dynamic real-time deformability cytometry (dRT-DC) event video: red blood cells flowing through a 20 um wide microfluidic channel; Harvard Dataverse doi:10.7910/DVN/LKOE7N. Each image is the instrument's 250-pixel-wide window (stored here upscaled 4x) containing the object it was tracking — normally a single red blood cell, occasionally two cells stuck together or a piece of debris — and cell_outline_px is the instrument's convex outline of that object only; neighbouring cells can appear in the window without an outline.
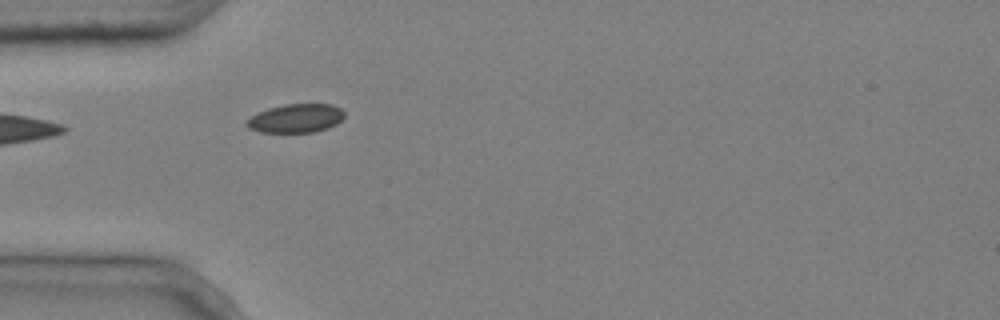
{"species": "common noctule bat (a hibernating species)", "species_latin": "Nyctalus noctula", "temperature_condition": "cold", "stored_images_in_passage": 10, "camera_frame_rate_fps": 3000, "um_per_image_px": 0.085, "animal": {"sex": "male", "body_mass_g": 20.4}, "frame": {"image": 1, "passage_image": 5, "time_ms": 1.333, "image_size_px": [1000, 320], "cell_outline_px": [[344, 116], [336, 124], [328, 128], [316, 132], [260, 132], [248, 128], [244, 124], [256, 112], [268, 108], [284, 104], [332, 104], [340, 108], [344, 112]], "centroid_in_image_um": [25.13, 10.05], "position_along_channel_um": 59.9, "area_um2": 16.42}}
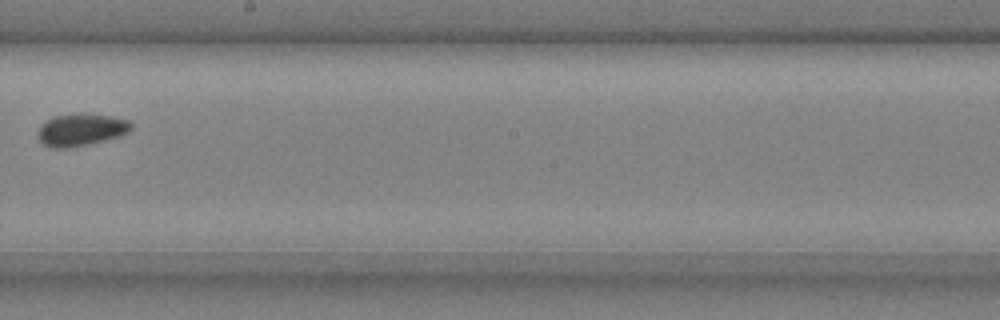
{"frame": {"image": 2, "passage_image": 9, "time_ms": 2.667, "image_size_px": [1000, 320], "cell_outline_px": [[132, 128], [128, 132], [104, 140], [88, 144], [68, 148], [52, 148], [44, 144], [40, 140], [36, 132], [40, 124], [44, 120], [56, 116], [112, 116], [128, 120], [132, 124]], "centroid_in_image_um": [6.83, 11.07], "position_along_channel_um": 241.4, "area_um2": 16.88}}
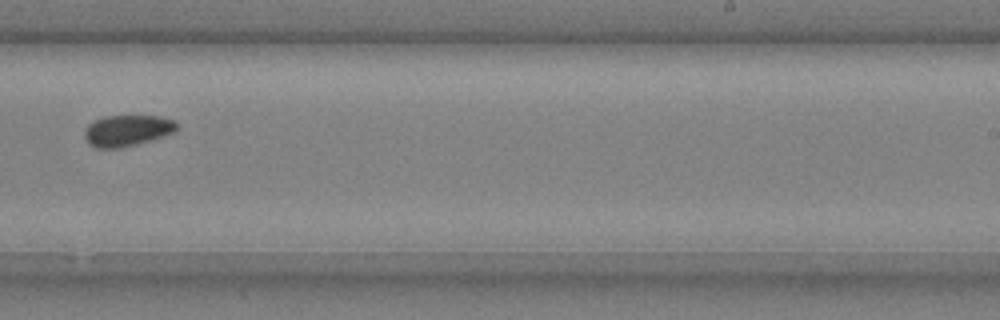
{"frame": {"image": 3, "passage_image": 10, "time_ms": 3.0, "image_size_px": [1000, 320], "cell_outline_px": [[180, 128], [176, 132], [136, 144], [120, 148], [96, 148], [88, 144], [84, 136], [84, 132], [88, 124], [92, 120], [104, 116], [160, 116], [176, 120]], "centroid_in_image_um": [10.83, 11.08], "position_along_channel_um": 278.2, "area_um2": 17.05}}